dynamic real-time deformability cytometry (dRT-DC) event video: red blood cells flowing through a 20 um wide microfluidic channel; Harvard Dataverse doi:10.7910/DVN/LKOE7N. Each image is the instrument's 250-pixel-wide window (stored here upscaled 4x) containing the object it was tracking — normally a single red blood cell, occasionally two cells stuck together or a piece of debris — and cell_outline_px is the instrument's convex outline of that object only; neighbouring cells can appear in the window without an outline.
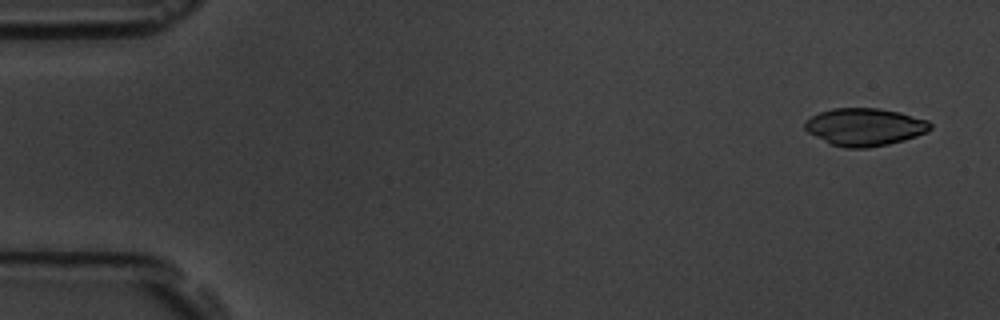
{"species": "common noctule bat (a hibernating species)", "species_latin": "Nyctalus noctula", "temperature_condition": "room temperature", "stored_images_in_passage": 5, "camera_frame_rate_fps": 3000, "um_per_image_px": 0.085, "animal": {"sex": "male", "body_mass_g": 19.5, "forearm_length_mm": 54.6}, "frame": {"image": 1, "passage_image": 1, "time_ms": 0.0, "image_size_px": [1000, 320], "cell_outline_px": [[932, 128], [928, 132], [904, 140], [888, 144], [868, 148], [844, 148], [828, 144], [808, 132], [804, 128], [804, 120], [820, 112], [832, 108], [880, 108], [900, 112], [928, 120], [932, 124]], "centroid_in_image_um": [73.49, 10.79], "position_along_channel_um": 11.5, "area_um2": 27.8}}